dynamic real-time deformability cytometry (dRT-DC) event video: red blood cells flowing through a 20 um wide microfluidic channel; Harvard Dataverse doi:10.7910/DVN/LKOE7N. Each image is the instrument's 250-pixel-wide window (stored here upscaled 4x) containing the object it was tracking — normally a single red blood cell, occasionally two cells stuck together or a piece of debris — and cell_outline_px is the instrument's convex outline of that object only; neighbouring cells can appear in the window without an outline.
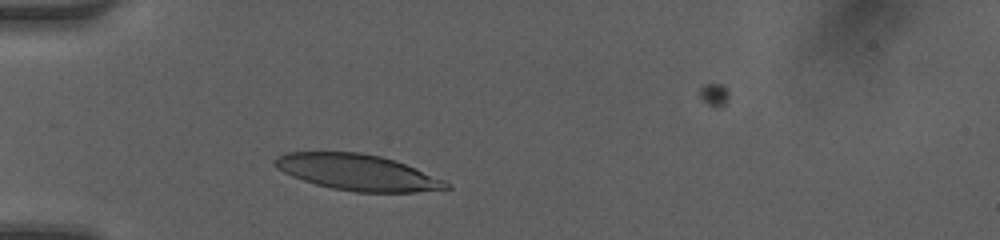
{"species": "human", "species_latin": "Homo sapiens", "temperature_condition": "room temperature", "stored_images_in_passage": 35, "camera_frame_rate_fps": 3000, "um_per_image_px": 0.085, "donor": {"sex": "female"}, "frame": {"image": 1, "passage_image": 8, "time_ms": 2.333, "image_size_px": [1000, 240], "cell_outline_px": [[452, 188], [416, 192], [356, 192], [332, 188], [316, 184], [292, 176], [276, 168], [272, 164], [272, 160], [276, 156], [284, 152], [360, 152], [380, 156], [396, 160], [444, 180], [452, 184]], "centroid_in_image_um": [30.37, 14.64], "position_along_channel_um": 54.6, "area_um2": 36.07}}
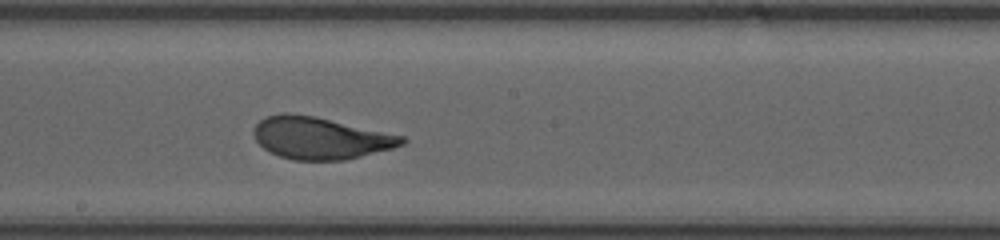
{"frame": {"image": 2, "passage_image": 21, "time_ms": 6.667, "image_size_px": [1000, 240], "cell_outline_px": [[408, 140], [404, 144], [392, 148], [344, 160], [292, 160], [268, 152], [256, 140], [252, 132], [256, 124], [260, 120], [268, 116], [284, 112], [316, 116], [404, 136]], "centroid_in_image_um": [27.21, 11.73], "position_along_channel_um": 221.0, "area_um2": 36.24}}
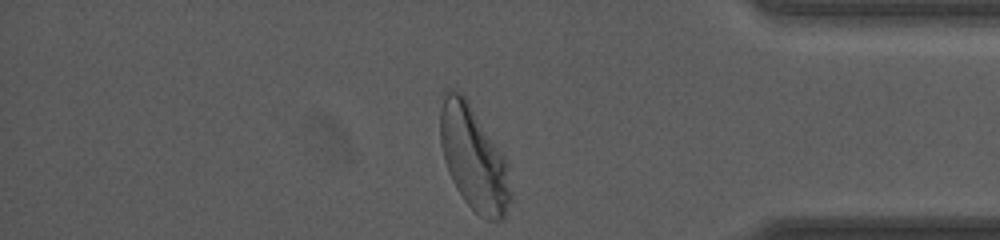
{"frame": {"image": 3, "passage_image": 35, "time_ms": 11.333, "image_size_px": [1000, 240], "cell_outline_px": [[512, 200], [504, 216], [500, 220], [488, 220], [480, 216], [464, 200], [456, 188], [448, 172], [444, 160], [440, 144], [440, 108], [444, 88], [452, 88], [460, 92], [464, 96], [504, 156], [508, 164], [512, 192]], "centroid_in_image_um": [40.25, 13.45], "position_along_channel_um": 394.9, "area_um2": 42.83}, "authors_computed_cell_mechanics": {"area_um2": 36.2406, "velocity_mm_per_s": 4.1651, "shape_relaxation_time_tau1_ms": 3.0096, "shape_relaxation_time_tau2_ms": null, "deformation_change_tau1": 0.1621, "deformation_change_tau2": null}}